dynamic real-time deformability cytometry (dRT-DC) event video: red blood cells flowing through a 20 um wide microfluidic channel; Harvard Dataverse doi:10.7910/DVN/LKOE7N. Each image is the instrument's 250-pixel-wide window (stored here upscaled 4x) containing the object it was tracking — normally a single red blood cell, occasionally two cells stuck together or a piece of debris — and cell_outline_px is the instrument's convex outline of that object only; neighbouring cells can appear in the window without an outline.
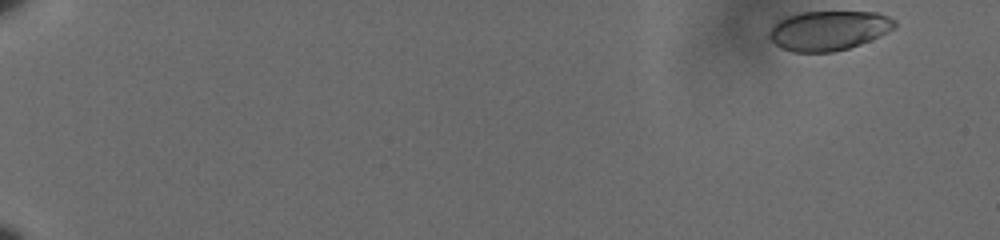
{"species": "human", "species_latin": "Homo sapiens", "temperature_condition": "cold", "stored_images_in_passage": 52, "camera_frame_rate_fps": 3000, "um_per_image_px": 0.085, "donor": {"sex": "male"}, "frame": {"image": 1, "passage_image": 1, "time_ms": 0.0, "image_size_px": [1000, 240], "cell_outline_px": [[896, 24], [888, 32], [880, 36], [860, 44], [848, 48], [832, 52], [792, 52], [780, 48], [768, 36], [768, 32], [772, 24], [776, 20], [800, 12], [880, 12], [896, 20]], "centroid_in_image_um": [70.4, 2.59], "position_along_channel_um": 14.6, "area_um2": 29.13}}
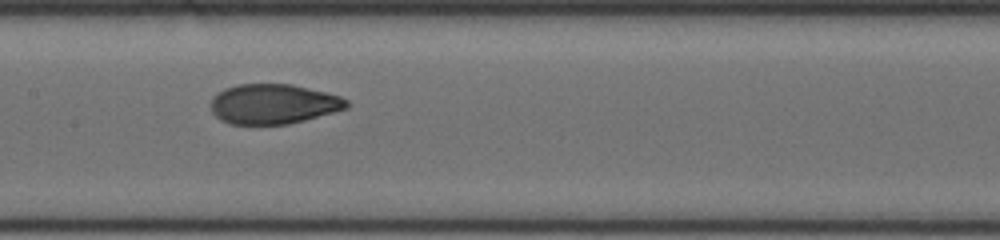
{"frame": {"image": 2, "passage_image": 30, "time_ms": 9.667, "image_size_px": [1000, 240], "cell_outline_px": [[352, 104], [348, 108], [304, 120], [288, 124], [228, 124], [220, 120], [212, 112], [212, 96], [216, 92], [224, 88], [236, 84], [292, 84], [328, 92], [340, 96], [348, 100]], "centroid_in_image_um": [23.25, 8.83], "position_along_channel_um": 184.2, "area_um2": 31.91}}
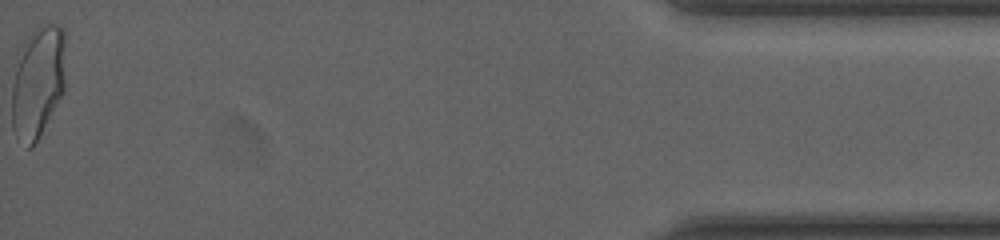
{"frame": {"image": 3, "passage_image": 52, "time_ms": 17.0, "image_size_px": [1000, 240], "cell_outline_px": [[64, 92], [32, 148], [28, 148], [16, 136], [12, 128], [12, 84], [16, 68], [24, 40], [36, 28], [48, 24], [56, 24], [64, 28]], "centroid_in_image_um": [3.22, 6.98], "position_along_channel_um": 432.0, "area_um2": 34.74}, "authors_computed_cell_mechanics": {"area_um2": 31.5588, "velocity_mm_per_s": 3.643, "shape_relaxation_time_tau1_ms": 4.9161, "shape_relaxation_time_tau2_ms": null, "deformation_change_tau1": 0.1895, "deformation_change_tau2": null}}